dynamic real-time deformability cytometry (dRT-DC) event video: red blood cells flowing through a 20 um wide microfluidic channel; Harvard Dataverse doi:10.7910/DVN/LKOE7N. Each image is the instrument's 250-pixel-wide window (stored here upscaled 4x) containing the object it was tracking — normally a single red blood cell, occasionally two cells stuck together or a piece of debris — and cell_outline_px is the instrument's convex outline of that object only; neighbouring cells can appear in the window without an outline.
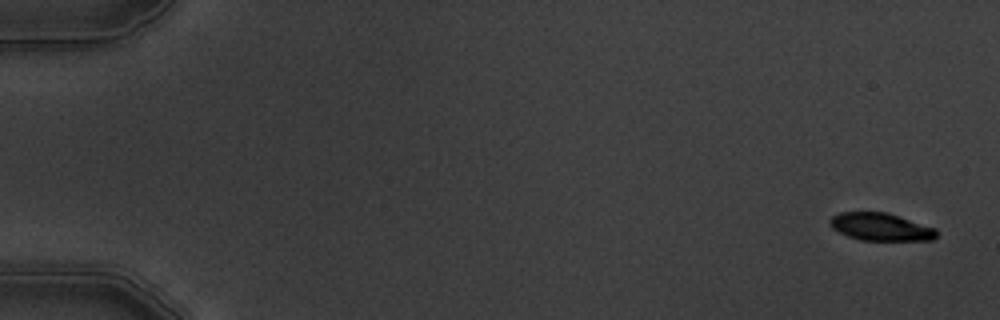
{"species": "common noctule bat (a hibernating species)", "species_latin": "Nyctalus noctula", "temperature_condition": "warm", "stored_images_in_passage": 7, "camera_frame_rate_fps": 3000, "um_per_image_px": 0.085, "animal": {"sex": "male", "body_mass_g": 19.5, "forearm_length_mm": 54.6}, "frame": {"image": 1, "passage_image": 1, "time_ms": 0.0, "image_size_px": [1000, 320], "cell_outline_px": [[936, 236], [932, 240], [860, 240], [848, 236], [832, 228], [828, 220], [832, 216], [840, 212], [888, 212], [936, 228]], "centroid_in_image_um": [74.85, 19.27], "position_along_channel_um": 10.2, "area_um2": 17.17}}